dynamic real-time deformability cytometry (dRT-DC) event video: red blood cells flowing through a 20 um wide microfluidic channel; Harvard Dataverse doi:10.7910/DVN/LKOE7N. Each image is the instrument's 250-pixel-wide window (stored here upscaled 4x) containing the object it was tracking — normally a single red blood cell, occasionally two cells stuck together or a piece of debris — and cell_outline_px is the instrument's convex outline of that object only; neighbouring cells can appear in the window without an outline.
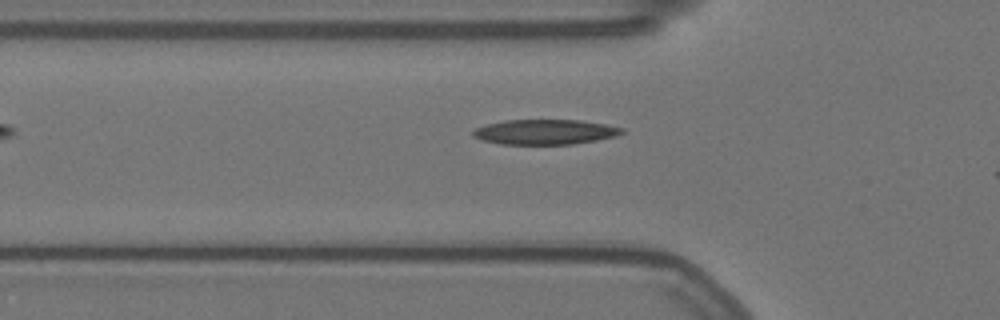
{"species": "Egyptian fruit bat (a non-hibernating species)", "species_latin": "Rousettus aegyptiacus", "temperature_condition": "warm", "stored_images_in_passage": 6, "camera_frame_rate_fps": 3000, "um_per_image_px": 0.085, "animal": {"sex": "female"}, "frame": {"image": 1, "passage_image": 5, "time_ms": 1.333, "image_size_px": [1000, 320], "cell_outline_px": [[624, 132], [616, 136], [596, 140], [572, 144], [500, 144], [484, 140], [472, 136], [472, 132], [476, 128], [488, 124], [504, 120], [580, 120], [604, 124], [624, 128]], "centroid_in_image_um": [46.33, 11.21], "position_along_channel_um": 79.5, "area_um2": 21.56}}